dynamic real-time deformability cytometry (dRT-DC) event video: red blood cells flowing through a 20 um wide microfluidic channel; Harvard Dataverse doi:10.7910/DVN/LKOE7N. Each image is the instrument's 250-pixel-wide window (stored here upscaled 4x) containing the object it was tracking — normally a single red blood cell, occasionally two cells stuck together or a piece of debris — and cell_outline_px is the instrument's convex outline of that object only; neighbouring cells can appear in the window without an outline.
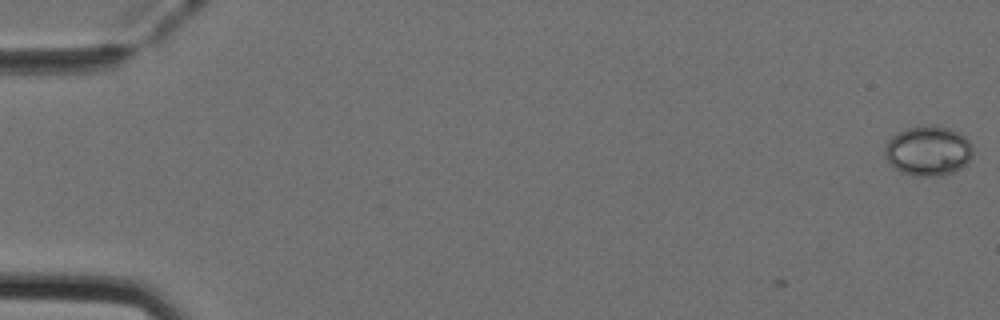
{"species": "Egyptian fruit bat (a non-hibernating species)", "species_latin": "Rousettus aegyptiacus", "temperature_condition": "cold", "stored_images_in_passage": 4, "camera_frame_rate_fps": 3000, "um_per_image_px": 0.085, "animal": {"sex": "female"}, "frame": {"image": 1, "passage_image": 1, "time_ms": 0.0, "image_size_px": [1000, 320], "cell_outline_px": [[972, 156], [960, 168], [952, 172], [940, 176], [916, 176], [900, 172], [888, 164], [884, 156], [884, 144], [896, 132], [908, 128], [948, 128], [964, 136], [972, 144]], "centroid_in_image_um": [78.83, 12.87], "position_along_channel_um": 6.2, "area_um2": 25.2}}